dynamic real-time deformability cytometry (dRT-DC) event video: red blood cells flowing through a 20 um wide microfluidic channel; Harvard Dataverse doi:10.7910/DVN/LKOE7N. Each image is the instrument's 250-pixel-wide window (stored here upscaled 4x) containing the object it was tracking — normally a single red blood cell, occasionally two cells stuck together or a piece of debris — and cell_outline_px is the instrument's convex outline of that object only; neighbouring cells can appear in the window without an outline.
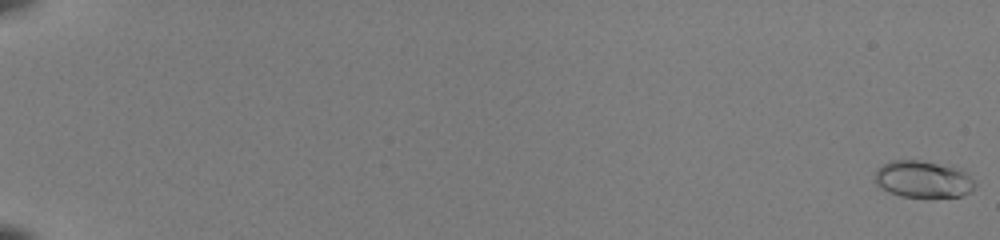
{"species": "common noctule bat (a hibernating species)", "species_latin": "Nyctalus noctula", "temperature_condition": "room temperature", "stored_images_in_passage": 3, "camera_frame_rate_fps": 3000, "um_per_image_px": 0.085, "animal": {"sex": "female", "body_mass_g": 22.0, "forearm_length_mm": 56.7}, "frame": {"image": 1, "passage_image": 1, "time_ms": 0.0, "image_size_px": [1000, 240], "cell_outline_px": [[976, 184], [968, 192], [960, 196], [900, 196], [888, 192], [876, 184], [876, 168], [892, 160], [916, 160], [936, 164], [952, 168], [964, 172]], "centroid_in_image_um": [78.38, 15.24], "position_along_channel_um": 6.6, "area_um2": 20.69}}